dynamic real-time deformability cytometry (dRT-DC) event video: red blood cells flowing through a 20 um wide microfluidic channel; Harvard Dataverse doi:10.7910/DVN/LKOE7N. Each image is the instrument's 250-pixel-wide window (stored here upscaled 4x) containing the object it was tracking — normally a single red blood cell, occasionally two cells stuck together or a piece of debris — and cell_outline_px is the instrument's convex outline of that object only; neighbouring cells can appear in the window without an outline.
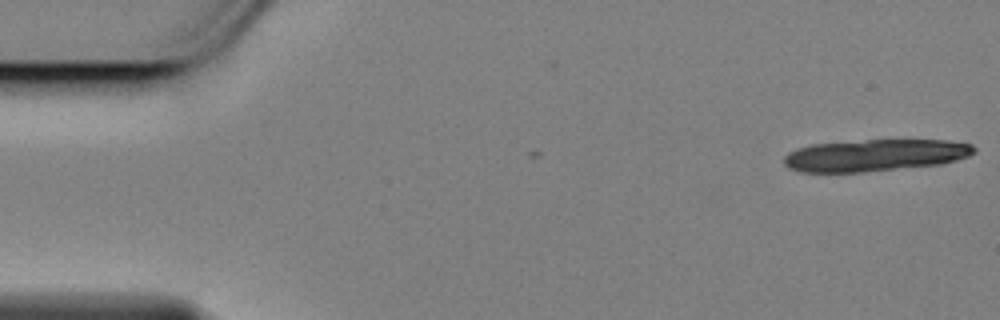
{"species": "Egyptian fruit bat (a non-hibernating species)", "species_latin": "Rousettus aegyptiacus", "temperature_condition": "cold", "stored_images_in_passage": 2, "camera_frame_rate_fps": 3000, "um_per_image_px": 0.085, "animal": {"sex": "female"}, "frame": {"image": 1, "passage_image": 2, "time_ms": 0.333, "image_size_px": [1000, 320], "cell_outline_px": [[976, 152], [968, 156], [956, 160], [940, 164], [864, 172], [800, 172], [788, 168], [784, 164], [784, 156], [788, 152], [796, 148], [812, 144], [868, 140], [948, 140], [972, 144], [976, 148]], "centroid_in_image_um": [74.36, 13.2], "position_along_channel_um": 10.6, "area_um2": 35.43}}